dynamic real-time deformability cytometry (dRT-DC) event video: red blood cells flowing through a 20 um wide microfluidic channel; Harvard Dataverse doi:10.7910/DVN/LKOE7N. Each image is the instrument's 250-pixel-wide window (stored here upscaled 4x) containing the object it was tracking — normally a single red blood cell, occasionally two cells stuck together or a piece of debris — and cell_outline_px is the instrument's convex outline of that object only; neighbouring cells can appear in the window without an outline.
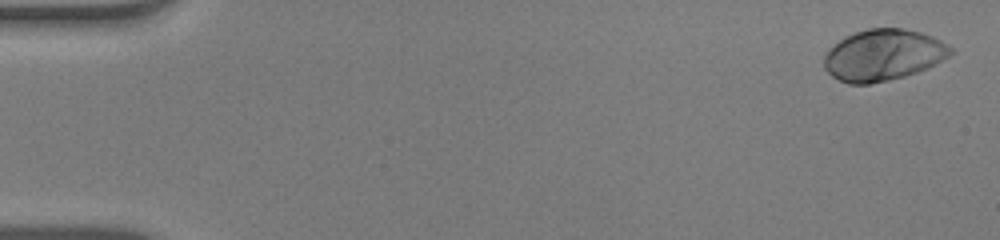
{"species": "human", "species_latin": "Homo sapiens", "temperature_condition": "warm", "stored_images_in_passage": 53, "camera_frame_rate_fps": 3000, "um_per_image_px": 0.085, "donor": {"sex": "male"}, "frame": {"image": 1, "passage_image": 2, "time_ms": 0.333, "image_size_px": [1000, 240], "cell_outline_px": [[956, 52], [936, 64], [928, 68], [904, 76], [888, 80], [868, 84], [848, 84], [832, 76], [824, 68], [824, 56], [828, 48], [844, 36], [868, 28], [904, 28], [920, 32], [932, 36], [948, 44]], "centroid_in_image_um": [75.08, 4.67], "position_along_channel_um": 9.9, "area_um2": 38.09}}
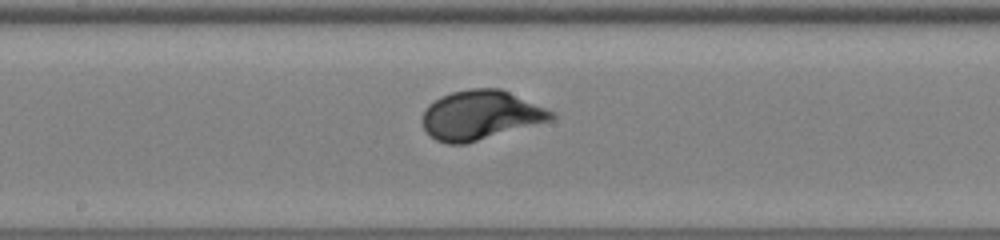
{"frame": {"image": 2, "passage_image": 29, "time_ms": 9.333, "image_size_px": [1000, 240], "cell_outline_px": [[556, 116], [552, 120], [464, 144], [448, 144], [436, 140], [424, 128], [420, 120], [428, 104], [440, 96], [452, 92], [468, 88], [500, 88], [556, 112]], "centroid_in_image_um": [40.84, 9.77], "position_along_channel_um": 207.4, "area_um2": 36.99}}
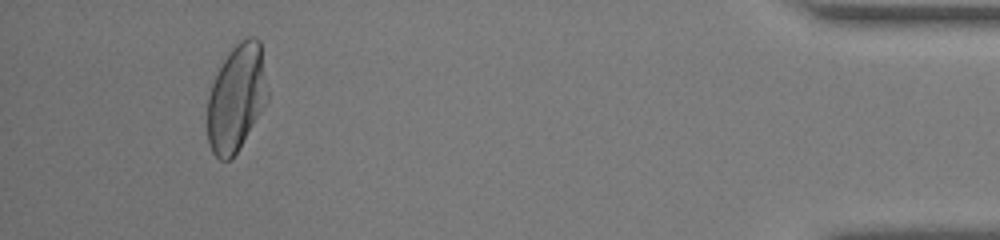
{"frame": {"image": 3, "passage_image": 50, "time_ms": 16.333, "image_size_px": [1000, 240], "cell_outline_px": [[268, 96], [264, 104], [236, 152], [228, 160], [220, 160], [212, 152], [208, 144], [208, 96], [212, 84], [228, 52], [240, 40], [248, 36], [256, 36], [260, 40], [268, 92]], "centroid_in_image_um": [20.09, 8.27], "position_along_channel_um": 415.1, "area_um2": 36.7}, "authors_computed_cell_mechanics": {"area_um2": 36.5874, "velocity_mm_per_s": 3.8936, "shape_relaxation_time_tau1_ms": 2.3145, "shape_relaxation_time_tau2_ms": null, "deformation_change_tau1": 0.182, "deformation_change_tau2": null}}